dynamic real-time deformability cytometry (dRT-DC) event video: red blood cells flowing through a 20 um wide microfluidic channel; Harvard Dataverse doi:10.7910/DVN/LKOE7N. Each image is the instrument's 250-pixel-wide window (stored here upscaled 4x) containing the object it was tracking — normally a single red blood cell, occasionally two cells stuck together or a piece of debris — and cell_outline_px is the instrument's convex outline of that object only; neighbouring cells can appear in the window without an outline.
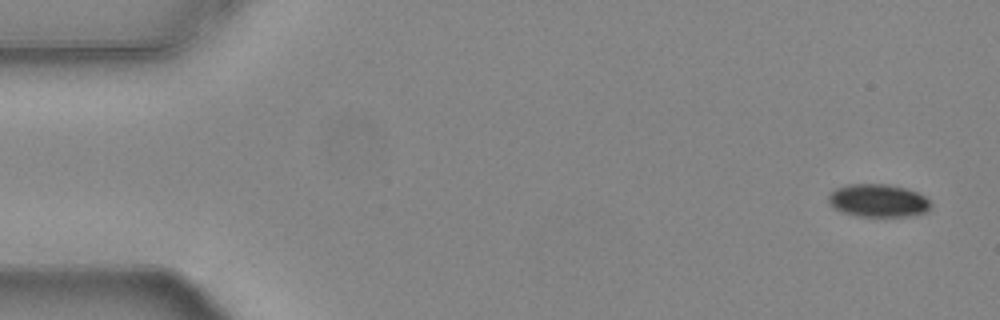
{"species": "common noctule bat (a hibernating species)", "species_latin": "Nyctalus noctula", "temperature_condition": "warm", "stored_images_in_passage": 53, "camera_frame_rate_fps": 3000, "um_per_image_px": 0.085, "animal": {"sex": "female", "body_mass_g": 24.6, "forearm_length_mm": 56.2}, "frame": {"image": 1, "passage_image": 1, "time_ms": 0.0, "image_size_px": [1000, 320], "cell_outline_px": [[932, 204], [928, 212], [908, 216], [856, 216], [840, 212], [832, 208], [828, 204], [828, 196], [836, 188], [848, 184], [888, 184], [904, 188], [916, 192], [924, 196]], "centroid_in_image_um": [74.61, 17.06], "position_along_channel_um": 10.4, "area_um2": 19.77}}
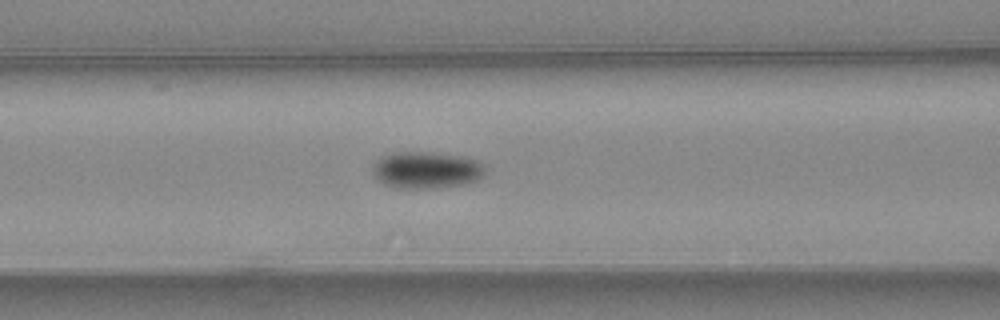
{"frame": {"image": 2, "passage_image": 21, "time_ms": 6.667, "image_size_px": [1000, 320], "cell_outline_px": [[484, 176], [476, 180], [464, 184], [432, 188], [396, 188], [384, 184], [376, 180], [372, 172], [372, 164], [380, 156], [392, 152], [420, 152], [456, 156], [476, 160], [484, 164]], "centroid_in_image_um": [36.16, 14.46], "position_along_channel_um": 130.4, "area_um2": 24.1}}
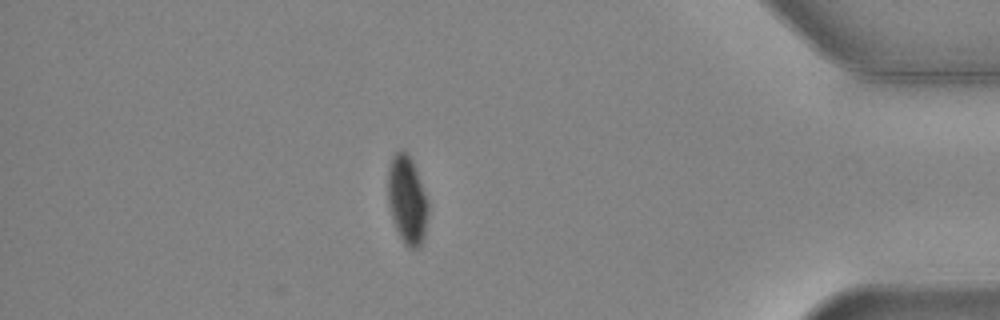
{"frame": {"image": 3, "passage_image": 46, "time_ms": 15.0, "image_size_px": [1000, 320], "cell_outline_px": [[428, 216], [424, 236], [420, 248], [408, 248], [404, 244], [396, 228], [388, 204], [388, 168], [392, 156], [400, 148], [412, 160], [428, 200]], "centroid_in_image_um": [34.61, 17.01], "position_along_channel_um": 400.6, "area_um2": 20.63}, "authors_computed_cell_mechanics": {"area_um2": 21.8484, "velocity_mm_per_s": 3.749, "shape_relaxation_time_tau1_ms": 3.6244, "shape_relaxation_time_tau2_ms": null, "deformation_change_tau1": 0.0926, "deformation_change_tau2": null}}